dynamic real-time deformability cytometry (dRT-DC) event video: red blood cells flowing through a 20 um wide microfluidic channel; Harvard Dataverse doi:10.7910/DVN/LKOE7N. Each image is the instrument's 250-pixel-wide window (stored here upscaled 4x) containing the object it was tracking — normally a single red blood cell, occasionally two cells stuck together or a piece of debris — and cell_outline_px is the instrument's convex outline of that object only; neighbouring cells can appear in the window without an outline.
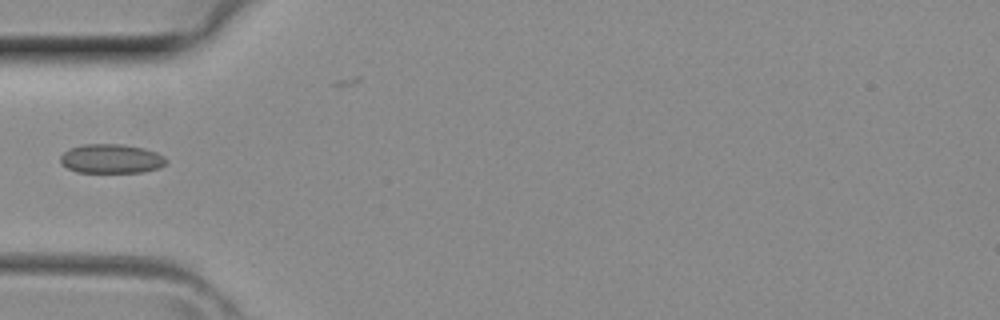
{"species": "common noctule bat (a hibernating species)", "species_latin": "Nyctalus noctula", "temperature_condition": "room temperature", "stored_images_in_passage": 4, "camera_frame_rate_fps": 3000, "um_per_image_px": 0.085, "animal": {"sex": "female", "body_mass_g": 29.2, "forearm_length_mm": 56.3}, "frame": {"image": 1, "passage_image": 4, "time_ms": 1.0, "image_size_px": [1000, 320], "cell_outline_px": [[168, 160], [160, 168], [144, 172], [76, 172], [60, 164], [60, 156], [68, 148], [84, 144], [124, 144], [144, 148], [156, 152], [164, 156]], "centroid_in_image_um": [9.45, 13.49], "position_along_channel_um": 75.5, "area_um2": 18.21}}